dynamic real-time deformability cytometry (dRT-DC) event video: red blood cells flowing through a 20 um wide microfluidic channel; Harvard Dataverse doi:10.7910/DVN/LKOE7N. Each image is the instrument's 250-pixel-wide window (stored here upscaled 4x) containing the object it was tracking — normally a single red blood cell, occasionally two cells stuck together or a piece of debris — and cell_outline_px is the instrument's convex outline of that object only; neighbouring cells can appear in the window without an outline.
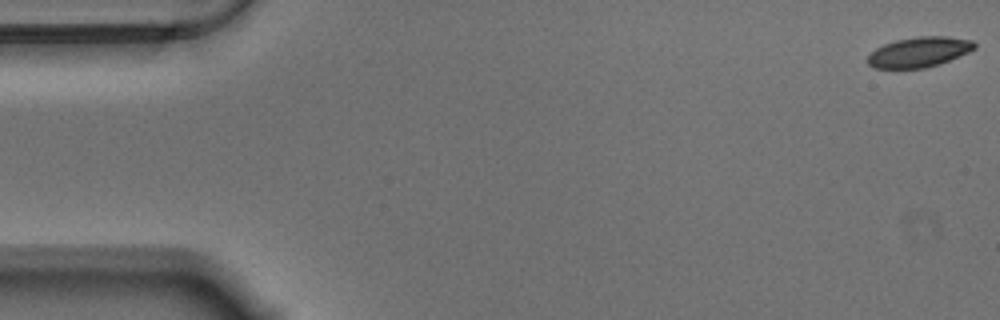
{"species": "Egyptian fruit bat (a non-hibernating species)", "species_latin": "Rousettus aegyptiacus", "temperature_condition": "warm", "stored_images_in_passage": 57, "camera_frame_rate_fps": 3000, "um_per_image_px": 0.085, "animal": {"sex": "male"}, "frame": {"image": 1, "passage_image": 1, "time_ms": 0.0, "image_size_px": [1000, 320], "cell_outline_px": [[976, 48], [968, 52], [940, 64], [924, 68], [872, 68], [864, 60], [876, 48], [884, 44], [896, 40], [920, 36], [948, 36], [972, 40], [976, 44]], "centroid_in_image_um": [78.11, 4.42], "position_along_channel_um": 6.9, "area_um2": 18.84}}
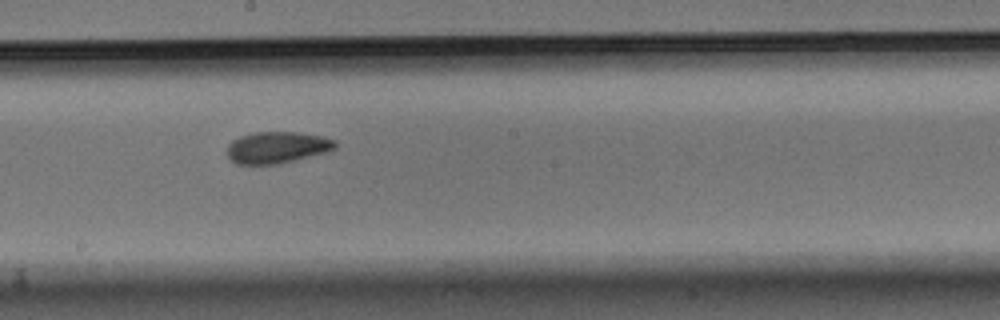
{"frame": {"image": 2, "passage_image": 31, "time_ms": 10.0, "image_size_px": [1000, 320], "cell_outline_px": [[336, 148], [324, 152], [296, 160], [276, 164], [236, 164], [228, 156], [228, 144], [232, 140], [240, 136], [256, 132], [296, 132], [320, 136], [336, 140]], "centroid_in_image_um": [23.53, 12.53], "position_along_channel_um": 224.7, "area_um2": 19.71}}
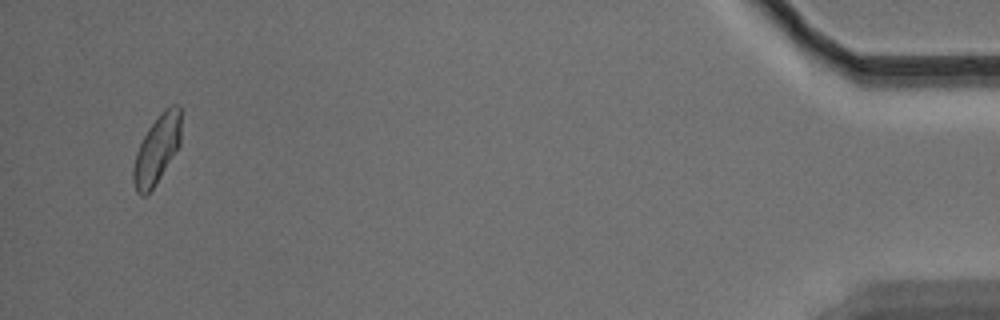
{"frame": {"image": 3, "passage_image": 55, "time_ms": 18.0, "image_size_px": [1000, 320], "cell_outline_px": [[180, 144], [156, 184], [144, 196], [140, 196], [136, 192], [132, 180], [132, 168], [136, 152], [148, 128], [160, 112], [164, 108], [172, 104], [180, 104]], "centroid_in_image_um": [13.32, 12.69], "position_along_channel_um": 421.9, "area_um2": 19.07}, "authors_computed_cell_mechanics": {"area_um2": 19.652, "velocity_mm_per_s": 3.5079, "shape_relaxation_time_tau1_ms": 6.258, "shape_relaxation_time_tau2_ms": 4.371, "deformation_change_tau1": 0.1347, "deformation_change_tau2": 0.0689}}